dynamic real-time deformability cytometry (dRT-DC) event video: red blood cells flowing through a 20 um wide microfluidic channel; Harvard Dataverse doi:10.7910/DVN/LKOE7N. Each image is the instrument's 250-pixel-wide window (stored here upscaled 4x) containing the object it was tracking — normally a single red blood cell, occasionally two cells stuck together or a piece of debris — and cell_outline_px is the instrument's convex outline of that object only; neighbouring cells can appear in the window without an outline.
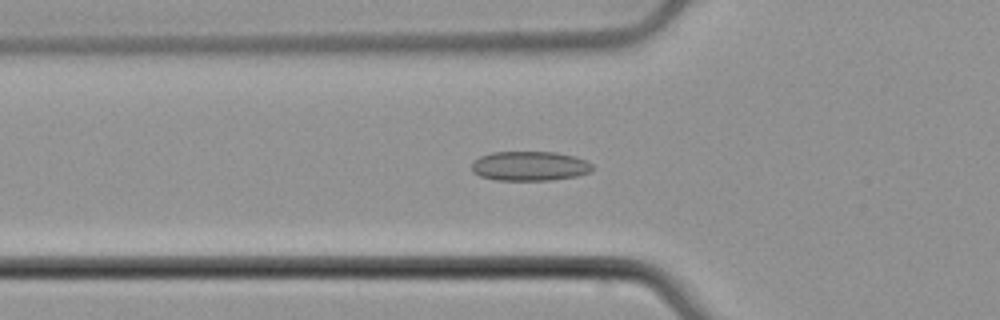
{"species": "common noctule bat (a hibernating species)", "species_latin": "Nyctalus noctula", "temperature_condition": "cold", "stored_images_in_passage": 56, "camera_frame_rate_fps": 3000, "um_per_image_px": 0.085, "animal": {"sex": "male", "body_mass_g": 21.5, "forearm_length_mm": 52.0}, "frame": {"image": 1, "passage_image": 20, "time_ms": 6.333, "image_size_px": [1000, 320], "cell_outline_px": [[592, 172], [576, 176], [552, 180], [496, 180], [480, 176], [472, 172], [472, 164], [480, 156], [492, 152], [556, 152], [576, 156], [592, 164]], "centroid_in_image_um": [45.04, 14.11], "position_along_channel_um": 80.8, "area_um2": 20.81}}
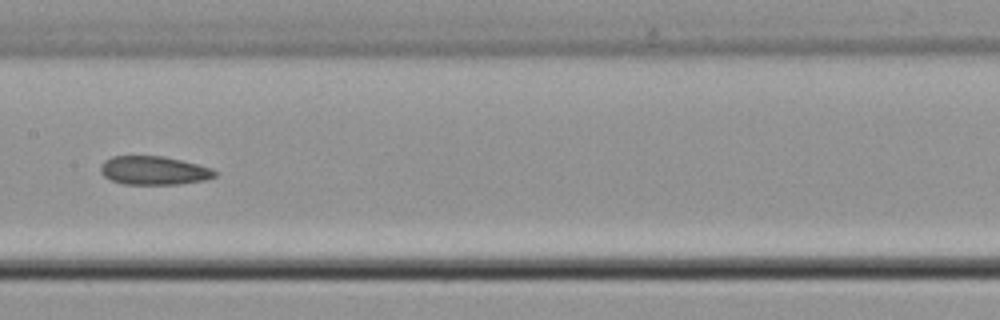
{"frame": {"image": 2, "passage_image": 29, "time_ms": 9.333, "image_size_px": [1000, 320], "cell_outline_px": [[216, 176], [204, 180], [180, 184], [124, 184], [112, 180], [104, 176], [100, 172], [100, 168], [104, 160], [112, 156], [164, 156], [212, 168], [216, 172]], "centroid_in_image_um": [13.06, 14.49], "position_along_channel_um": 194.3, "area_um2": 18.96}}
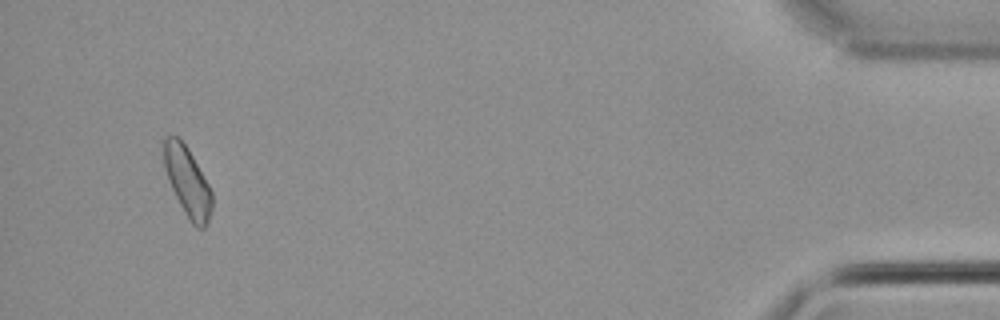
{"frame": {"image": 3, "passage_image": 53, "time_ms": 17.333, "image_size_px": [1000, 320], "cell_outline_px": [[212, 208], [208, 220], [204, 228], [196, 228], [192, 224], [184, 212], [168, 180], [164, 168], [160, 140], [164, 136], [176, 136], [188, 148], [208, 184], [212, 192]], "centroid_in_image_um": [15.88, 15.39], "position_along_channel_um": 419.3, "area_um2": 19.59}}